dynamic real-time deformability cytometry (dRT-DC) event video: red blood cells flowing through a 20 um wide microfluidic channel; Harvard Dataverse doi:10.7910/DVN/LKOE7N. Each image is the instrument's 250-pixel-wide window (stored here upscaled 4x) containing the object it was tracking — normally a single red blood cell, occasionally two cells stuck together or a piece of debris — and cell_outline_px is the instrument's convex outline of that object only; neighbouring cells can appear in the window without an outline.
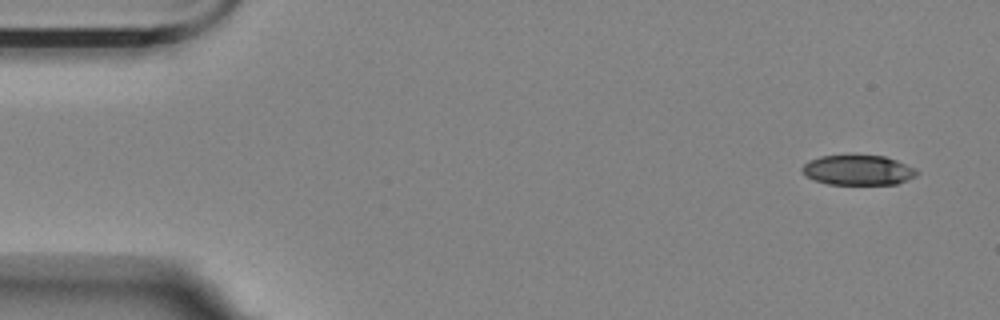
{"species": "Egyptian fruit bat (a non-hibernating species)", "species_latin": "Rousettus aegyptiacus", "temperature_condition": "room temperature", "stored_images_in_passage": 55, "camera_frame_rate_fps": 3000, "um_per_image_px": 0.085, "animal": {"sex": "female"}, "frame": {"image": 1, "passage_image": 1, "time_ms": 0.0, "image_size_px": [1000, 320], "cell_outline_px": [[920, 172], [916, 176], [908, 180], [896, 184], [828, 184], [812, 180], [804, 176], [800, 172], [800, 168], [808, 160], [820, 156], [884, 156], [896, 160], [916, 168]], "centroid_in_image_um": [72.9, 14.47], "position_along_channel_um": 12.1, "area_um2": 20.23}}
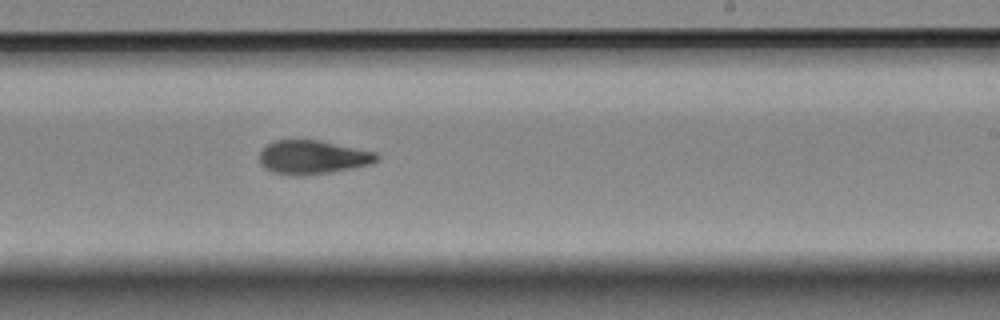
{"frame": {"image": 2, "passage_image": 32, "time_ms": 10.333, "image_size_px": [1000, 320], "cell_outline_px": [[380, 156], [376, 160], [368, 164], [328, 172], [304, 176], [288, 176], [272, 172], [264, 168], [260, 164], [260, 152], [272, 140], [320, 140], [376, 152]], "centroid_in_image_um": [26.52, 13.36], "position_along_channel_um": 262.5, "area_um2": 23.0}}
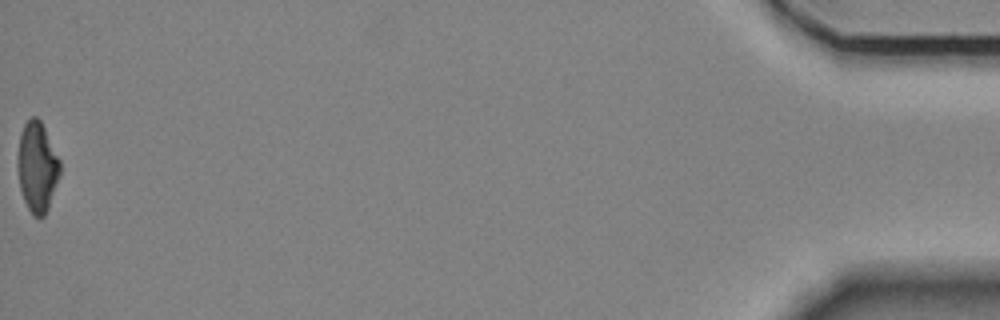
{"frame": {"image": 3, "passage_image": 55, "time_ms": 18.0, "image_size_px": [1000, 320], "cell_outline_px": [[60, 176], [48, 208], [44, 216], [32, 216], [24, 200], [20, 188], [16, 164], [16, 160], [20, 132], [24, 124], [32, 116], [36, 116], [40, 120], [60, 160]], "centroid_in_image_um": [3.14, 14.19], "position_along_channel_um": 432.1, "area_um2": 22.37}, "authors_computed_cell_mechanics": {"area_um2": 22.8888, "velocity_mm_per_s": 3.4899, "shape_relaxation_time_tau1_ms": 6.1702, "shape_relaxation_time_tau2_ms": 3.2317, "deformation_change_tau1": 0.1909, "deformation_change_tau2": 0.0987}}